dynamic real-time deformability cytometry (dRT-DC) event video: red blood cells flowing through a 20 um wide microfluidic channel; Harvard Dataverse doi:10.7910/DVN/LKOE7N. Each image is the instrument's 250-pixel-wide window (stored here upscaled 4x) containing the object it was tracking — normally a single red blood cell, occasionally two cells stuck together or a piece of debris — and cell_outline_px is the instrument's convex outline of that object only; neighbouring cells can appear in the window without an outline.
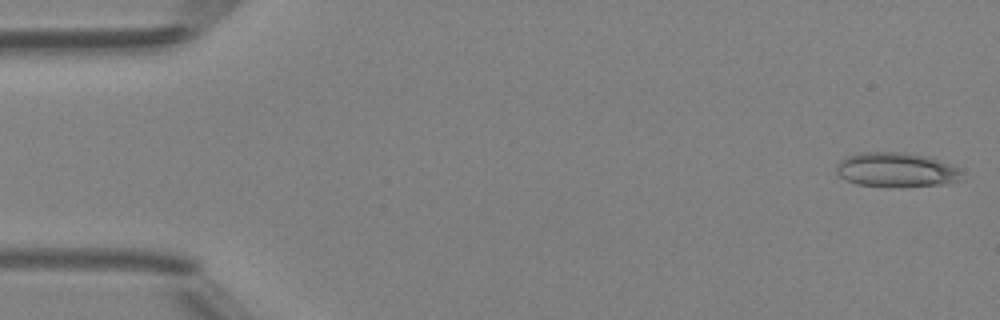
{"species": "Egyptian fruit bat (a non-hibernating species)", "species_latin": "Rousettus aegyptiacus", "temperature_condition": "room temperature", "stored_images_in_passage": 48, "camera_frame_rate_fps": 3000, "um_per_image_px": 0.085, "animal": {"sex": "female"}, "frame": {"image": 1, "passage_image": 1, "time_ms": 0.0, "image_size_px": [1000, 320], "cell_outline_px": [[964, 180], [948, 184], [892, 188], [856, 184], [840, 176], [836, 172], [836, 168], [840, 160], [848, 156], [860, 152], [904, 152], [928, 156], [964, 168]], "centroid_in_image_um": [76.31, 14.45], "position_along_channel_um": 8.7, "area_um2": 26.13}}
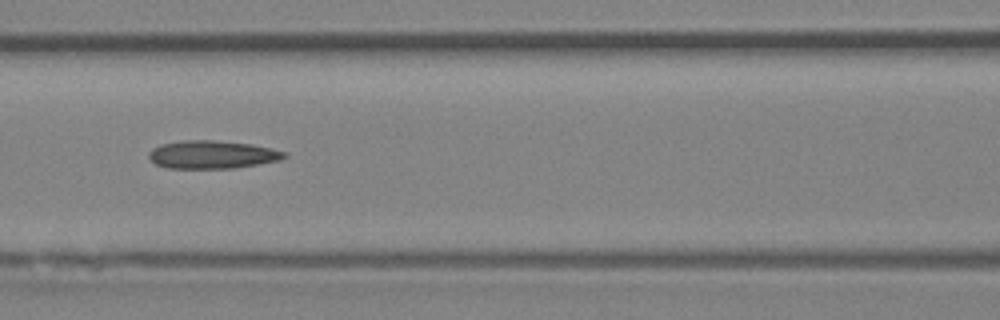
{"frame": {"image": 2, "passage_image": 21, "time_ms": 6.667, "image_size_px": [1000, 320], "cell_outline_px": [[288, 156], [280, 160], [232, 168], [168, 168], [156, 164], [148, 156], [148, 152], [152, 148], [160, 144], [184, 140], [216, 140], [252, 144], [272, 148], [288, 152]], "centroid_in_image_um": [18.05, 13.13], "position_along_channel_um": 148.6, "area_um2": 22.2}}
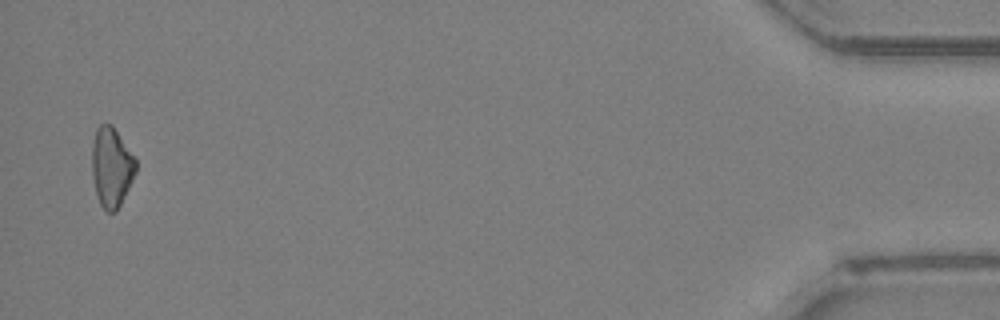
{"frame": {"image": 3, "passage_image": 47, "time_ms": 15.333, "image_size_px": [1000, 320], "cell_outline_px": [[136, 172], [116, 212], [104, 212], [100, 204], [96, 192], [92, 176], [92, 144], [96, 128], [100, 124], [112, 124], [136, 160]], "centroid_in_image_um": [9.46, 14.21], "position_along_channel_um": 425.7, "area_um2": 20.23}}